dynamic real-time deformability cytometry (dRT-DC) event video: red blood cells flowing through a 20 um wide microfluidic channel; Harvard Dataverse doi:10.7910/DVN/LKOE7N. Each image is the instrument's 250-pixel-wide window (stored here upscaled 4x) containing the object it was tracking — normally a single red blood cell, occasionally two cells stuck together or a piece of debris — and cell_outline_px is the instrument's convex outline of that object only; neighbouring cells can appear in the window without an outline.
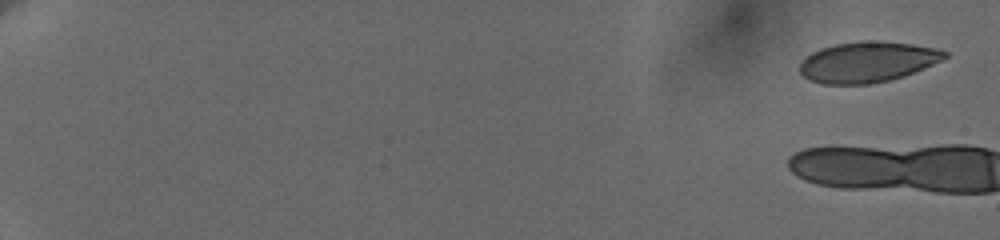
{"species": "human", "species_latin": "Homo sapiens", "temperature_condition": "cold", "stored_images_in_passage": 3, "camera_frame_rate_fps": 3000, "um_per_image_px": 0.085, "donor": {"sex": "female"}, "frame": {"image": 1, "passage_image": 1, "time_ms": 0.0, "image_size_px": [1000, 240], "cell_outline_px": [[948, 56], [944, 60], [904, 76], [888, 80], [868, 84], [824, 84], [808, 80], [800, 72], [800, 64], [812, 52], [820, 48], [836, 44], [860, 40], [880, 40], [912, 44], [936, 48], [948, 52]], "centroid_in_image_um": [73.76, 5.25], "position_along_channel_um": 11.2, "area_um2": 34.45}}